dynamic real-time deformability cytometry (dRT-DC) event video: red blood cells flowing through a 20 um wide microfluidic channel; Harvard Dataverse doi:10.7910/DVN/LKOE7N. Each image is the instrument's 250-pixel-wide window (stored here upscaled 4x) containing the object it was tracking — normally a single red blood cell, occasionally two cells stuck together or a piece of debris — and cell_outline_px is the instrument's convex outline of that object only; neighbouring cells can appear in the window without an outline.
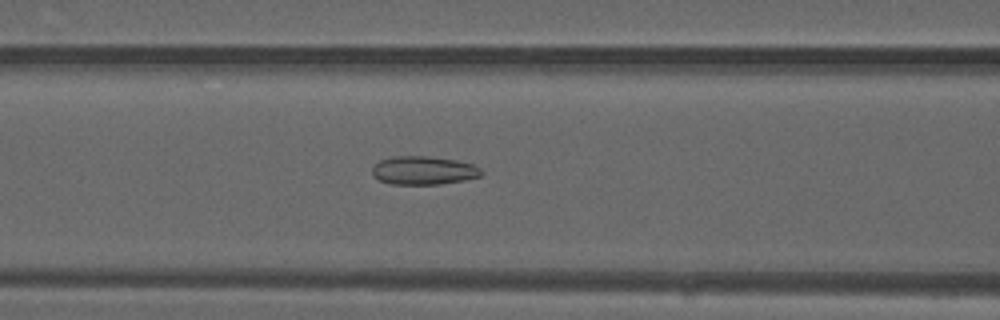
{"species": "common noctule bat (a hibernating species)", "species_latin": "Nyctalus noctula", "temperature_condition": "warm", "stored_images_in_passage": 49, "camera_frame_rate_fps": 3000, "um_per_image_px": 0.085, "animal": {"sex": "male", "forearm_length_mm": 52.5}, "frame": {"image": 1, "passage_image": 20, "time_ms": 6.333, "image_size_px": [1000, 320], "cell_outline_px": [[484, 172], [480, 176], [464, 180], [440, 184], [392, 184], [380, 180], [372, 176], [372, 168], [380, 160], [396, 156], [428, 156], [456, 160], [472, 164], [480, 168]], "centroid_in_image_um": [36.01, 14.49], "position_along_channel_um": 130.6, "area_um2": 18.03}}
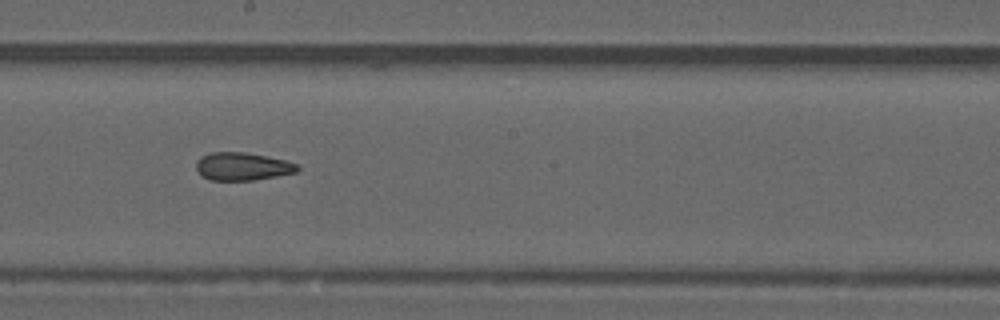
{"frame": {"image": 2, "passage_image": 27, "time_ms": 8.667, "image_size_px": [1000, 320], "cell_outline_px": [[300, 168], [296, 172], [276, 176], [252, 180], [208, 180], [200, 176], [196, 168], [196, 160], [200, 156], [212, 152], [244, 152], [288, 160], [296, 164]], "centroid_in_image_um": [20.57, 14.14], "position_along_channel_um": 227.6, "area_um2": 16.59}}
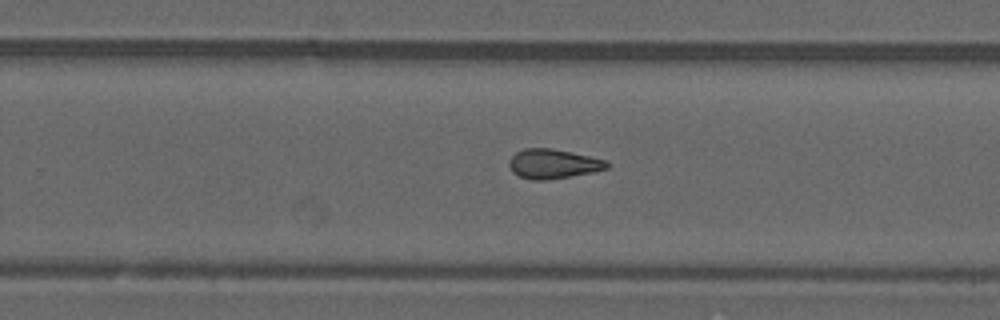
{"frame": {"image": 3, "passage_image": 31, "time_ms": 10.0, "image_size_px": [1000, 320], "cell_outline_px": [[612, 164], [608, 168], [596, 172], [544, 180], [532, 180], [520, 176], [512, 172], [508, 164], [508, 160], [516, 152], [524, 148], [552, 148], [608, 160]], "centroid_in_image_um": [47.05, 13.92], "position_along_channel_um": 282.8, "area_um2": 16.99}, "authors_computed_cell_mechanics": {"area_um2": 17.5134, "velocity_mm_per_s": 4.1632, "shape_relaxation_time_tau1_ms": null, "shape_relaxation_time_tau2_ms": 2.5029, "deformation_change_tau1": null, "deformation_change_tau2": 0.1064}}